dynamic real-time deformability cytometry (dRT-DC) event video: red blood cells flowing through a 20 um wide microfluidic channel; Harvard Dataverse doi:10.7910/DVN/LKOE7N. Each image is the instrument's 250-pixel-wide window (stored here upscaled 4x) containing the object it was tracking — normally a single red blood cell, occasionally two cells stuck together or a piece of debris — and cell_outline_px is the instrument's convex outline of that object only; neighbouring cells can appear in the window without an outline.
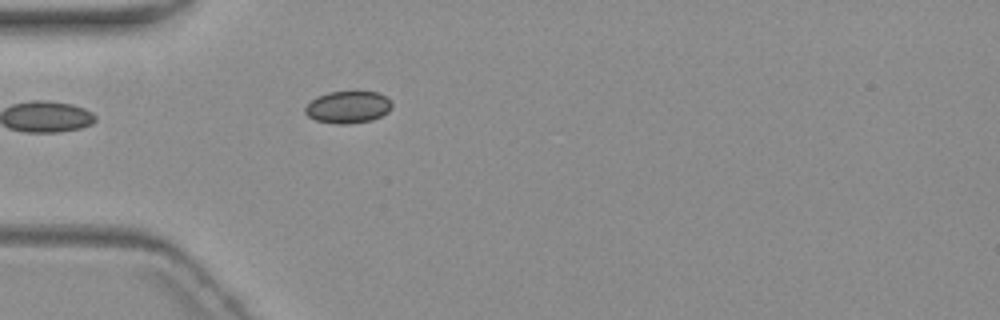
{"species": "common noctule bat (a hibernating species)", "species_latin": "Nyctalus noctula", "temperature_condition": "warm", "stored_images_in_passage": 2, "camera_frame_rate_fps": 3000, "um_per_image_px": 0.085, "animal": {"sex": "female", "body_mass_g": 19.3, "forearm_length_mm": 54.1}, "frame": {"image": 1, "passage_image": 2, "time_ms": 1.333, "image_size_px": [1000, 320], "cell_outline_px": [[392, 108], [388, 112], [372, 120], [348, 124], [336, 124], [316, 120], [308, 116], [304, 112], [304, 108], [316, 96], [328, 92], [380, 92], [392, 100]], "centroid_in_image_um": [29.6, 9.1], "position_along_channel_um": 55.4, "area_um2": 16.36}}